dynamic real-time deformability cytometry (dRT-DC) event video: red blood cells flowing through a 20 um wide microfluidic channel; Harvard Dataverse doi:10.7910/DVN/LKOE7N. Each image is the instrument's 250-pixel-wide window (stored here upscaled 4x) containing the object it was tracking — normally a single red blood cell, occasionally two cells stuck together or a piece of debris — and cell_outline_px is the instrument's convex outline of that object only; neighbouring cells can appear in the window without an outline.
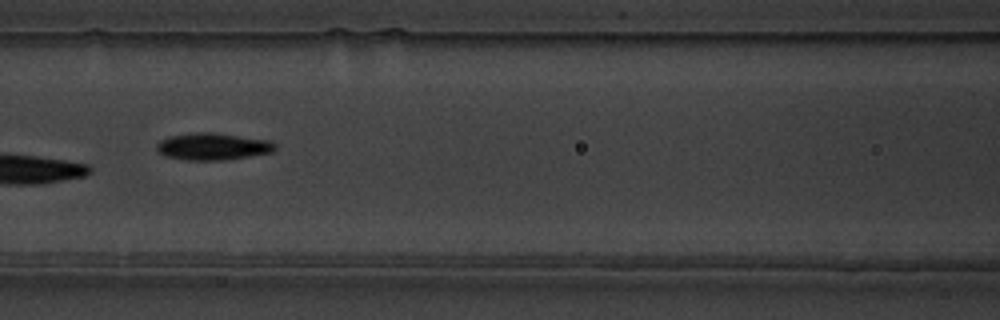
{"species": "common noctule bat (a hibernating species)", "species_latin": "Nyctalus noctula", "temperature_condition": "warm", "stored_images_in_passage": 8, "camera_frame_rate_fps": 3000, "um_per_image_px": 0.085, "animal": {"sex": "male", "body_mass_g": 19.5, "forearm_length_mm": 54.6}, "frame": {"image": 1, "passage_image": 7, "time_ms": 7.0, "image_size_px": [1000, 320], "cell_outline_px": [[276, 148], [272, 152], [224, 160], [184, 160], [164, 156], [156, 148], [156, 144], [160, 140], [168, 136], [192, 132], [212, 132], [272, 140], [276, 144]], "centroid_in_image_um": [18.07, 12.44], "position_along_channel_um": 148.5, "area_um2": 18.84}}
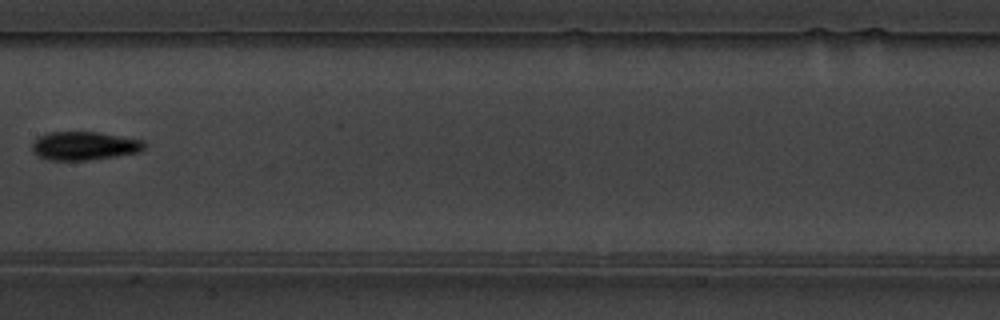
{"frame": {"image": 2, "passage_image": 8, "time_ms": 8.333, "image_size_px": [1000, 320], "cell_outline_px": [[148, 144], [140, 152], [116, 156], [88, 160], [48, 160], [36, 156], [32, 152], [32, 144], [40, 136], [48, 132], [100, 132], [144, 140]], "centroid_in_image_um": [7.19, 12.4], "position_along_channel_um": 200.2, "area_um2": 18.84}}